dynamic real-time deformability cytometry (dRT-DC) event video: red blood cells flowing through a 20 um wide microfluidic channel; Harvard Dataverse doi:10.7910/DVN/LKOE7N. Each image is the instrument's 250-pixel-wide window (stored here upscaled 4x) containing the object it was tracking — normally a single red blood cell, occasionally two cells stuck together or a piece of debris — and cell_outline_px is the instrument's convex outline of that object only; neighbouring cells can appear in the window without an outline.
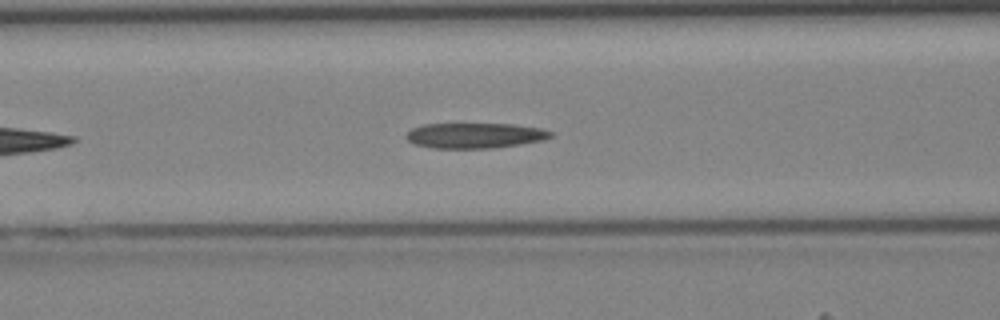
{"species": "Egyptian fruit bat (a non-hibernating species)", "species_latin": "Rousettus aegyptiacus", "temperature_condition": "cold", "stored_images_in_passage": 15, "camera_frame_rate_fps": 3000, "um_per_image_px": 0.085, "animal": {"sex": "female"}, "frame": {"image": 1, "passage_image": 7, "time_ms": 2.0, "image_size_px": [1000, 320], "cell_outline_px": [[552, 136], [540, 140], [492, 148], [432, 148], [416, 144], [408, 140], [404, 136], [412, 128], [424, 124], [512, 124], [540, 128], [552, 132]], "centroid_in_image_um": [40.31, 11.51], "position_along_channel_um": 126.3, "area_um2": 20.98}}